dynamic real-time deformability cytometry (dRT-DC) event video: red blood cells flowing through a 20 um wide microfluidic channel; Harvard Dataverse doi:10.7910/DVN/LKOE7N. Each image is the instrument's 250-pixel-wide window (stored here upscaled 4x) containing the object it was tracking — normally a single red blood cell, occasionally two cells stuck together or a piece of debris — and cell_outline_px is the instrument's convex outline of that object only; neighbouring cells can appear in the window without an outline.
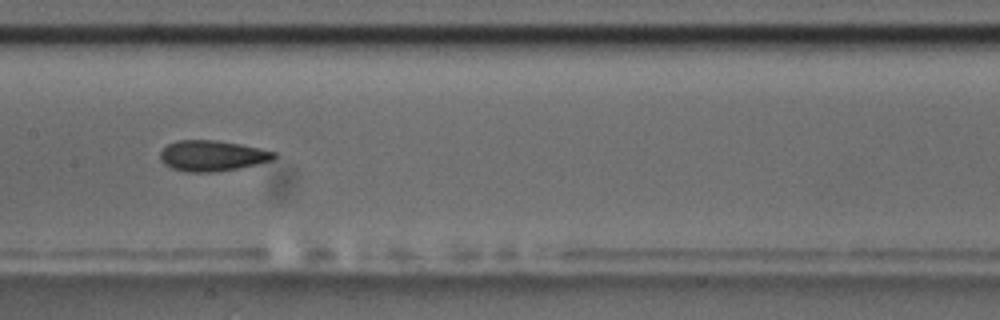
{"species": "common noctule bat (a hibernating species)", "species_latin": "Nyctalus noctula", "temperature_condition": "room temperature", "stored_images_in_passage": 9, "camera_frame_rate_fps": 3000, "um_per_image_px": 0.085, "animal": {"sex": "male", "body_mass_g": 17.5, "forearm_length_mm": 52.3}, "frame": {"image": 1, "passage_image": 7, "time_ms": 8.667, "image_size_px": [1000, 320], "cell_outline_px": [[276, 156], [272, 160], [256, 164], [216, 172], [184, 172], [172, 168], [164, 164], [160, 160], [160, 152], [168, 144], [176, 140], [216, 140], [240, 144], [260, 148], [276, 152]], "centroid_in_image_um": [18.01, 13.24], "position_along_channel_um": 189.4, "area_um2": 20.35}}
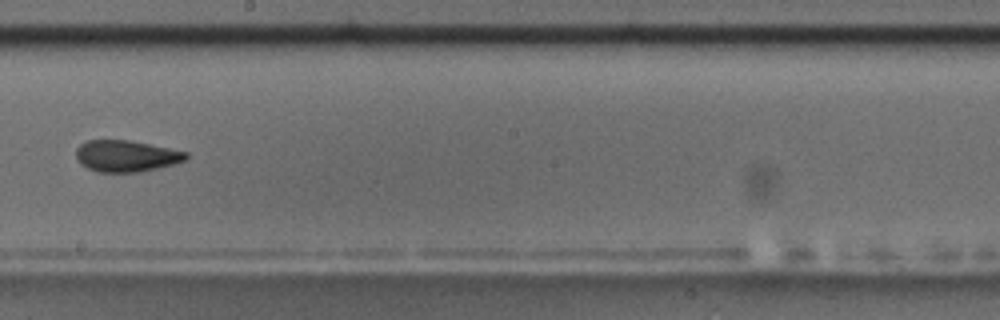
{"frame": {"image": 2, "passage_image": 8, "time_ms": 10.0, "image_size_px": [1000, 320], "cell_outline_px": [[188, 156], [184, 160], [172, 164], [140, 172], [96, 172], [80, 164], [76, 160], [76, 148], [80, 144], [88, 140], [128, 140], [188, 152]], "centroid_in_image_um": [10.67, 13.26], "position_along_channel_um": 237.5, "area_um2": 20.06}}
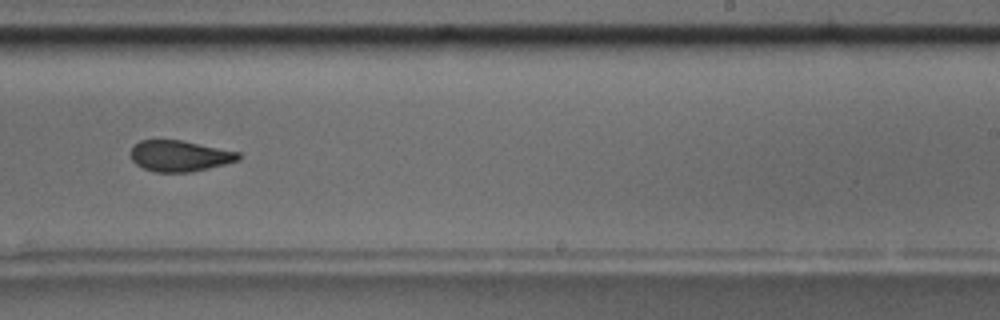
{"frame": {"image": 3, "passage_image": 9, "time_ms": 11.0, "image_size_px": [1000, 320], "cell_outline_px": [[240, 160], [192, 172], [156, 172], [144, 168], [136, 164], [132, 160], [132, 144], [140, 140], [180, 140], [240, 152]], "centroid_in_image_um": [15.27, 13.25], "position_along_channel_um": 273.7, "area_um2": 19.36}}